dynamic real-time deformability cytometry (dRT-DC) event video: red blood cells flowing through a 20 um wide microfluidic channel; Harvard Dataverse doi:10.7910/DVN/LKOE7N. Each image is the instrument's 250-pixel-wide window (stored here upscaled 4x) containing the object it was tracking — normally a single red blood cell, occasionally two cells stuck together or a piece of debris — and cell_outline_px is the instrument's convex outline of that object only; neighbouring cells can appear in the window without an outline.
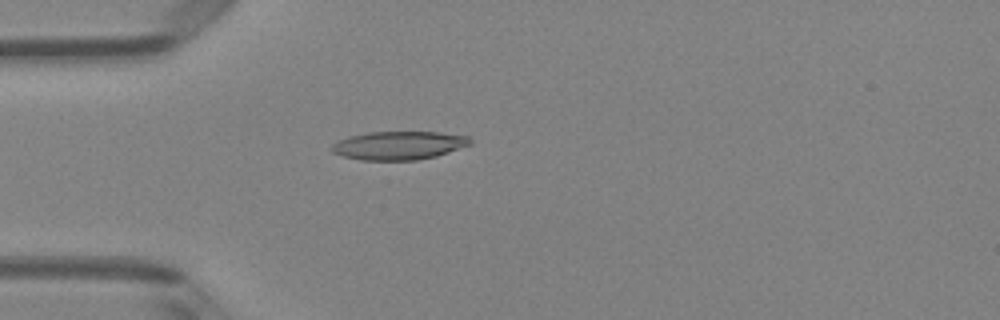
{"species": "Egyptian fruit bat (a non-hibernating species)", "species_latin": "Rousettus aegyptiacus", "temperature_condition": "room temperature", "stored_images_in_passage": 48, "camera_frame_rate_fps": 3000, "um_per_image_px": 0.085, "animal": {"sex": "female"}, "frame": {"image": 1, "passage_image": 12, "time_ms": 3.667, "image_size_px": [1000, 320], "cell_outline_px": [[472, 144], [436, 156], [416, 160], [360, 160], [344, 156], [332, 152], [332, 144], [348, 136], [368, 132], [436, 132], [468, 136], [472, 140]], "centroid_in_image_um": [33.9, 12.36], "position_along_channel_um": 51.1, "area_um2": 22.83}}
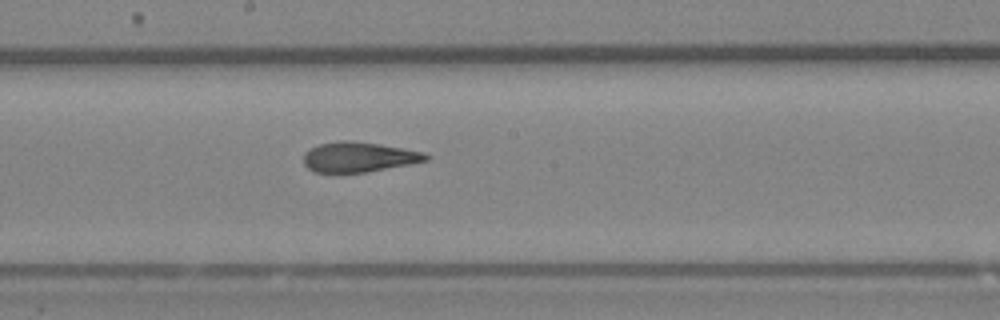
{"frame": {"image": 2, "passage_image": 25, "time_ms": 8.0, "image_size_px": [1000, 320], "cell_outline_px": [[432, 156], [428, 160], [368, 172], [316, 172], [308, 168], [304, 164], [304, 152], [320, 144], [340, 140], [352, 140], [380, 144], [424, 152]], "centroid_in_image_um": [30.51, 13.34], "position_along_channel_um": 217.7, "area_um2": 21.33}}
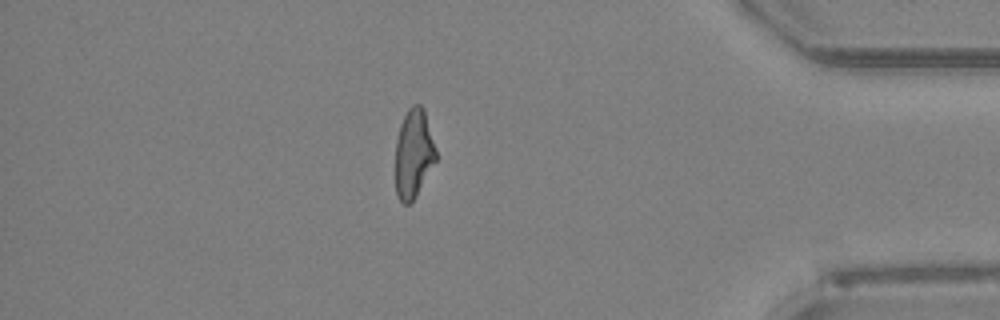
{"frame": {"image": 3, "passage_image": 41, "time_ms": 13.333, "image_size_px": [1000, 320], "cell_outline_px": [[436, 160], [416, 196], [408, 204], [404, 204], [396, 196], [396, 140], [400, 124], [408, 108], [412, 104], [420, 104], [424, 108], [436, 152]], "centroid_in_image_um": [35.14, 13.04], "position_along_channel_um": 400.1, "area_um2": 20.81}, "authors_computed_cell_mechanics": {"area_um2": 22.1952, "velocity_mm_per_s": 4.0891, "shape_relaxation_time_tau1_ms": 9.1612, "shape_relaxation_time_tau2_ms": 2.2648, "deformation_change_tau1": 0.2321, "deformation_change_tau2": 0.1107}}